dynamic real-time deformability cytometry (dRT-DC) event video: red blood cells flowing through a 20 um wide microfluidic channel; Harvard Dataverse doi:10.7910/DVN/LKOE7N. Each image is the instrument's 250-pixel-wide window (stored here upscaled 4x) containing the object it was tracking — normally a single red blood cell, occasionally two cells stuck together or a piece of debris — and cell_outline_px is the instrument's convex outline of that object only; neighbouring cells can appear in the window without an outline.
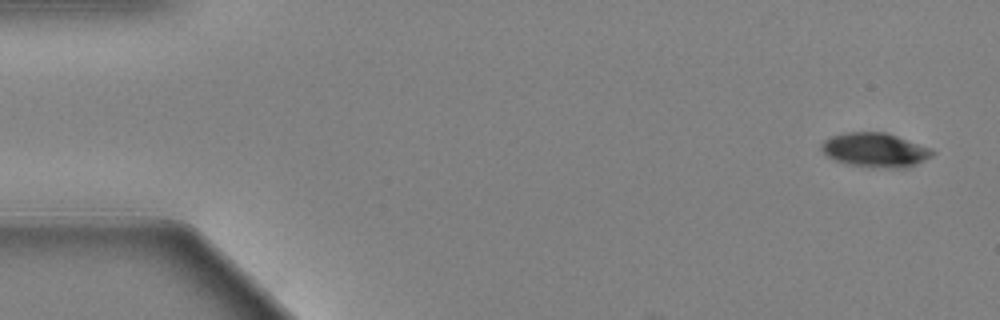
{"species": "Egyptian fruit bat (a non-hibernating species)", "species_latin": "Rousettus aegyptiacus", "temperature_condition": "warm", "stored_images_in_passage": 59, "camera_frame_rate_fps": 3000, "um_per_image_px": 0.085, "animal": {"sex": "female"}, "frame": {"image": 1, "passage_image": 1, "time_ms": 0.0, "image_size_px": [1000, 320], "cell_outline_px": [[936, 152], [932, 156], [916, 164], [904, 168], [872, 168], [848, 164], [836, 160], [828, 156], [820, 148], [820, 144], [824, 140], [832, 136], [844, 132], [884, 132], [932, 148]], "centroid_in_image_um": [74.39, 12.76], "position_along_channel_um": 10.6, "area_um2": 22.2}}
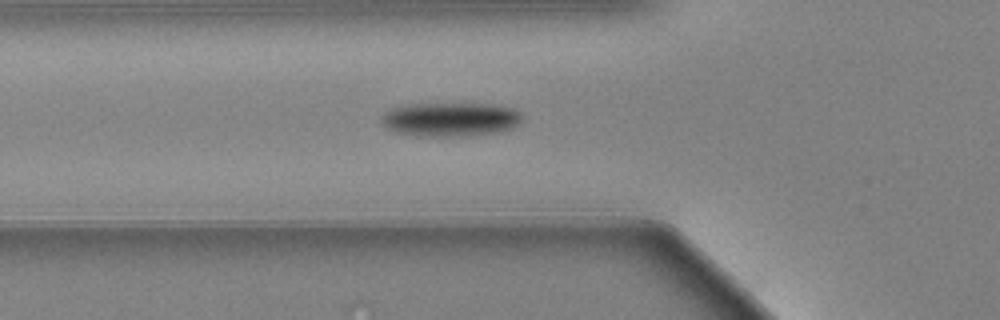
{"frame": {"image": 2, "passage_image": 20, "time_ms": 6.333, "image_size_px": [1000, 320], "cell_outline_px": [[524, 120], [520, 124], [512, 128], [500, 132], [460, 136], [420, 136], [396, 132], [388, 128], [380, 120], [380, 116], [388, 108], [404, 104], [492, 104], [512, 108], [520, 112], [524, 116]], "centroid_in_image_um": [38.29, 10.14], "position_along_channel_um": 87.5, "area_um2": 28.21}}
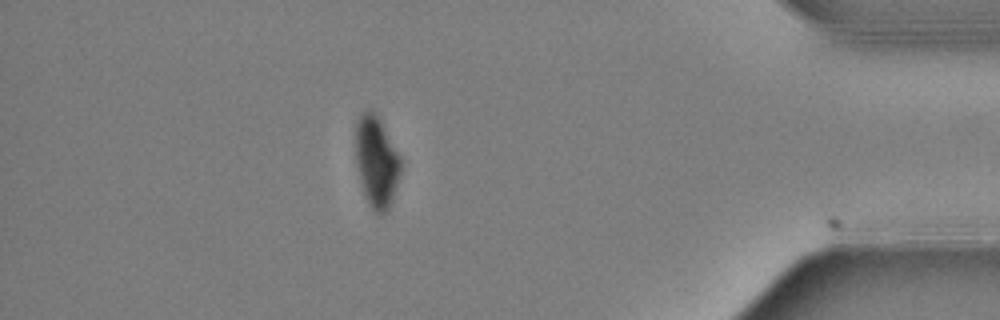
{"frame": {"image": 3, "passage_image": 52, "time_ms": 17.0, "image_size_px": [1000, 320], "cell_outline_px": [[404, 168], [388, 212], [380, 216], [368, 204], [364, 196], [356, 164], [356, 120], [360, 112], [372, 108], [376, 112], [400, 156]], "centroid_in_image_um": [32.03, 13.76], "position_along_channel_um": 403.2, "area_um2": 24.74}, "authors_computed_cell_mechanics": {"area_um2": 26.01, "velocity_mm_per_s": 3.3627, "shape_relaxation_time_tau1_ms": 2.1494, "shape_relaxation_time_tau2_ms": null, "deformation_change_tau1": 0.132, "deformation_change_tau2": null}}